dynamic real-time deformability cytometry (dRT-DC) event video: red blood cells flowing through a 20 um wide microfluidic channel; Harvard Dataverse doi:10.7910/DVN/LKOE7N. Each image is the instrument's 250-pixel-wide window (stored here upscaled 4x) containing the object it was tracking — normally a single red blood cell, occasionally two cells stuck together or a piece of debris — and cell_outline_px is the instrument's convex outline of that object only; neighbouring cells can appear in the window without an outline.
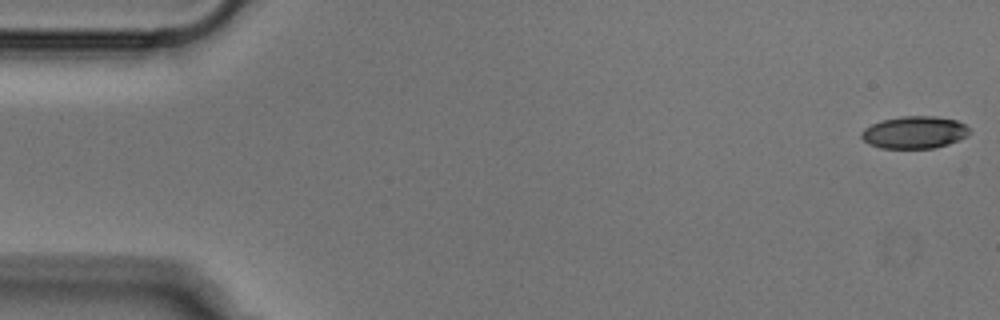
{"species": "Egyptian fruit bat (a non-hibernating species)", "species_latin": "Rousettus aegyptiacus", "temperature_condition": "cold", "stored_images_in_passage": 7, "camera_frame_rate_fps": 3000, "um_per_image_px": 0.085, "animal": {"sex": "male"}, "frame": {"image": 1, "passage_image": 1, "time_ms": 0.0, "image_size_px": [1000, 320], "cell_outline_px": [[972, 132], [968, 136], [948, 144], [936, 148], [880, 148], [868, 144], [860, 136], [860, 132], [864, 128], [872, 124], [884, 120], [900, 116], [936, 116], [956, 120], [964, 124]], "centroid_in_image_um": [77.73, 11.25], "position_along_channel_um": 7.3, "area_um2": 20.46}}